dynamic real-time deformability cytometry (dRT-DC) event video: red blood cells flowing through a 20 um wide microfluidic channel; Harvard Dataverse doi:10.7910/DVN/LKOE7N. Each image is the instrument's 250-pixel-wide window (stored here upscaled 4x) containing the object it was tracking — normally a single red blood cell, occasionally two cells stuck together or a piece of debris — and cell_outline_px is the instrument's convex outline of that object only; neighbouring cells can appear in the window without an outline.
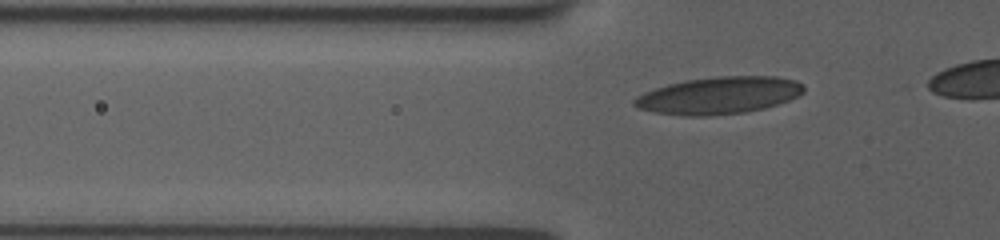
{"species": "human", "species_latin": "Homo sapiens", "temperature_condition": "room temperature", "stored_images_in_passage": 24, "segment_of_instrument_passage": [1, 2], "camera_frame_rate_fps": 3000, "um_per_image_px": 0.085, "donor": {"sex": "female"}, "frame": {"image": 1, "passage_image": 8, "time_ms": 2.667, "image_size_px": [1000, 240], "cell_outline_px": [[804, 92], [788, 100], [764, 108], [744, 112], [704, 116], [688, 116], [656, 112], [640, 108], [632, 104], [632, 100], [636, 96], [644, 92], [668, 84], [684, 80], [716, 76], [776, 76], [796, 80], [804, 84]], "centroid_in_image_um": [61.11, 8.09], "position_along_channel_um": 64.7, "area_um2": 36.59}}
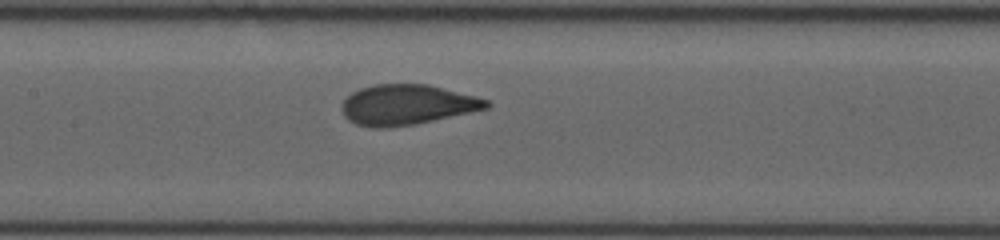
{"frame": {"image": 2, "passage_image": 17, "time_ms": 5.667, "image_size_px": [1000, 240], "cell_outline_px": [[492, 104], [488, 108], [432, 120], [412, 124], [380, 128], [356, 124], [348, 120], [344, 116], [344, 100], [352, 92], [360, 88], [372, 84], [428, 84], [476, 96], [488, 100]], "centroid_in_image_um": [34.61, 8.88], "position_along_channel_um": 172.8, "area_um2": 33.41}}
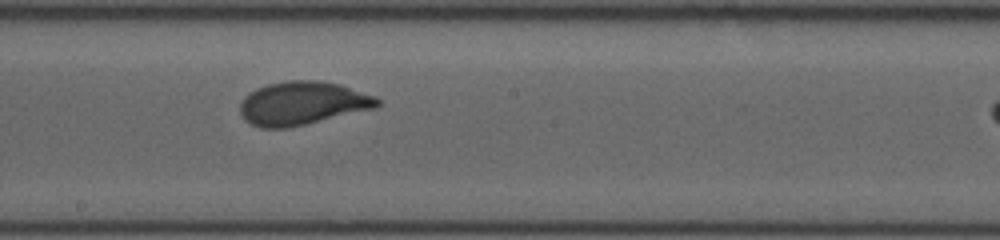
{"frame": {"image": 3, "passage_image": 20, "time_ms": 7.0, "image_size_px": [1000, 240], "cell_outline_px": [[380, 104], [376, 108], [304, 124], [284, 128], [260, 128], [244, 120], [240, 112], [240, 104], [244, 96], [248, 92], [256, 88], [268, 84], [288, 80], [320, 80], [340, 84], [376, 96], [380, 100]], "centroid_in_image_um": [25.7, 8.76], "position_along_channel_um": 222.5, "area_um2": 34.8}}